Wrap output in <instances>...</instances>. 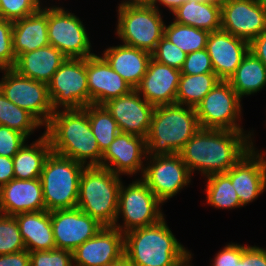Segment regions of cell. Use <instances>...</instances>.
I'll list each match as a JSON object with an SVG mask.
<instances>
[{"mask_svg": "<svg viewBox=\"0 0 266 266\" xmlns=\"http://www.w3.org/2000/svg\"><path fill=\"white\" fill-rule=\"evenodd\" d=\"M242 131L200 128L179 152L188 170L206 176L226 173L249 149V136ZM245 135V136H244ZM248 141V142H247Z\"/></svg>", "mask_w": 266, "mask_h": 266, "instance_id": "obj_1", "label": "cell"}, {"mask_svg": "<svg viewBox=\"0 0 266 266\" xmlns=\"http://www.w3.org/2000/svg\"><path fill=\"white\" fill-rule=\"evenodd\" d=\"M45 134L53 153L85 166H101L103 153L93 135L88 113L83 108L55 110ZM86 159H91L87 165Z\"/></svg>", "mask_w": 266, "mask_h": 266, "instance_id": "obj_2", "label": "cell"}, {"mask_svg": "<svg viewBox=\"0 0 266 266\" xmlns=\"http://www.w3.org/2000/svg\"><path fill=\"white\" fill-rule=\"evenodd\" d=\"M164 220L124 234V254L134 266H178L191 255Z\"/></svg>", "mask_w": 266, "mask_h": 266, "instance_id": "obj_3", "label": "cell"}, {"mask_svg": "<svg viewBox=\"0 0 266 266\" xmlns=\"http://www.w3.org/2000/svg\"><path fill=\"white\" fill-rule=\"evenodd\" d=\"M180 104L155 106L146 138L147 155L179 153L201 128L196 110Z\"/></svg>", "mask_w": 266, "mask_h": 266, "instance_id": "obj_4", "label": "cell"}, {"mask_svg": "<svg viewBox=\"0 0 266 266\" xmlns=\"http://www.w3.org/2000/svg\"><path fill=\"white\" fill-rule=\"evenodd\" d=\"M121 181L119 175L101 166H86L79 180L77 208L104 227L117 223Z\"/></svg>", "mask_w": 266, "mask_h": 266, "instance_id": "obj_5", "label": "cell"}, {"mask_svg": "<svg viewBox=\"0 0 266 266\" xmlns=\"http://www.w3.org/2000/svg\"><path fill=\"white\" fill-rule=\"evenodd\" d=\"M85 167L70 158L53 152L49 154L40 174L45 209L48 212L77 208L79 180Z\"/></svg>", "mask_w": 266, "mask_h": 266, "instance_id": "obj_6", "label": "cell"}, {"mask_svg": "<svg viewBox=\"0 0 266 266\" xmlns=\"http://www.w3.org/2000/svg\"><path fill=\"white\" fill-rule=\"evenodd\" d=\"M117 35L125 45L153 53L164 36V22L158 7L147 4L119 5Z\"/></svg>", "mask_w": 266, "mask_h": 266, "instance_id": "obj_7", "label": "cell"}, {"mask_svg": "<svg viewBox=\"0 0 266 266\" xmlns=\"http://www.w3.org/2000/svg\"><path fill=\"white\" fill-rule=\"evenodd\" d=\"M52 108L82 109L89 105L86 58H66L48 83Z\"/></svg>", "mask_w": 266, "mask_h": 266, "instance_id": "obj_8", "label": "cell"}, {"mask_svg": "<svg viewBox=\"0 0 266 266\" xmlns=\"http://www.w3.org/2000/svg\"><path fill=\"white\" fill-rule=\"evenodd\" d=\"M161 203L142 179L134 181L126 188L121 183L117 218L120 213L123 215L124 229L118 224L113 227L125 234L136 228L156 224L164 218L158 207Z\"/></svg>", "mask_w": 266, "mask_h": 266, "instance_id": "obj_9", "label": "cell"}, {"mask_svg": "<svg viewBox=\"0 0 266 266\" xmlns=\"http://www.w3.org/2000/svg\"><path fill=\"white\" fill-rule=\"evenodd\" d=\"M240 101L230 83L220 80L195 107L200 127L243 131L236 123L241 113Z\"/></svg>", "mask_w": 266, "mask_h": 266, "instance_id": "obj_10", "label": "cell"}, {"mask_svg": "<svg viewBox=\"0 0 266 266\" xmlns=\"http://www.w3.org/2000/svg\"><path fill=\"white\" fill-rule=\"evenodd\" d=\"M0 91L12 103L31 113L45 127L54 109L48 94V84L19 75L14 69H3ZM43 116V117H42Z\"/></svg>", "mask_w": 266, "mask_h": 266, "instance_id": "obj_11", "label": "cell"}, {"mask_svg": "<svg viewBox=\"0 0 266 266\" xmlns=\"http://www.w3.org/2000/svg\"><path fill=\"white\" fill-rule=\"evenodd\" d=\"M48 39L50 45L67 58H88L91 43L81 20L60 7L47 8Z\"/></svg>", "mask_w": 266, "mask_h": 266, "instance_id": "obj_12", "label": "cell"}, {"mask_svg": "<svg viewBox=\"0 0 266 266\" xmlns=\"http://www.w3.org/2000/svg\"><path fill=\"white\" fill-rule=\"evenodd\" d=\"M221 29L250 43L266 31V4L263 0H225Z\"/></svg>", "mask_w": 266, "mask_h": 266, "instance_id": "obj_13", "label": "cell"}, {"mask_svg": "<svg viewBox=\"0 0 266 266\" xmlns=\"http://www.w3.org/2000/svg\"><path fill=\"white\" fill-rule=\"evenodd\" d=\"M152 165L144 168L142 180L163 203L190 182V171L179 153L151 156Z\"/></svg>", "mask_w": 266, "mask_h": 266, "instance_id": "obj_14", "label": "cell"}, {"mask_svg": "<svg viewBox=\"0 0 266 266\" xmlns=\"http://www.w3.org/2000/svg\"><path fill=\"white\" fill-rule=\"evenodd\" d=\"M51 224L57 249L74 251L104 226L79 208L51 211Z\"/></svg>", "mask_w": 266, "mask_h": 266, "instance_id": "obj_15", "label": "cell"}, {"mask_svg": "<svg viewBox=\"0 0 266 266\" xmlns=\"http://www.w3.org/2000/svg\"><path fill=\"white\" fill-rule=\"evenodd\" d=\"M104 106L117 122L120 132L147 138L155 106L141 99L135 89L109 100Z\"/></svg>", "mask_w": 266, "mask_h": 266, "instance_id": "obj_16", "label": "cell"}, {"mask_svg": "<svg viewBox=\"0 0 266 266\" xmlns=\"http://www.w3.org/2000/svg\"><path fill=\"white\" fill-rule=\"evenodd\" d=\"M247 152L226 174L240 200L246 205L259 196L266 188V160L263 155L254 151L253 143H249Z\"/></svg>", "mask_w": 266, "mask_h": 266, "instance_id": "obj_17", "label": "cell"}, {"mask_svg": "<svg viewBox=\"0 0 266 266\" xmlns=\"http://www.w3.org/2000/svg\"><path fill=\"white\" fill-rule=\"evenodd\" d=\"M72 254L75 266H109L124 255V235L114 227H103Z\"/></svg>", "mask_w": 266, "mask_h": 266, "instance_id": "obj_18", "label": "cell"}, {"mask_svg": "<svg viewBox=\"0 0 266 266\" xmlns=\"http://www.w3.org/2000/svg\"><path fill=\"white\" fill-rule=\"evenodd\" d=\"M89 105H104L111 99L128 94L133 88L115 72L103 57L86 58Z\"/></svg>", "mask_w": 266, "mask_h": 266, "instance_id": "obj_19", "label": "cell"}, {"mask_svg": "<svg viewBox=\"0 0 266 266\" xmlns=\"http://www.w3.org/2000/svg\"><path fill=\"white\" fill-rule=\"evenodd\" d=\"M214 73L220 80L228 81L249 51V43L225 30L210 32L206 44Z\"/></svg>", "mask_w": 266, "mask_h": 266, "instance_id": "obj_20", "label": "cell"}, {"mask_svg": "<svg viewBox=\"0 0 266 266\" xmlns=\"http://www.w3.org/2000/svg\"><path fill=\"white\" fill-rule=\"evenodd\" d=\"M145 154L147 155L146 138L120 132L102 154L101 167L108 168L118 175L135 174L140 169L142 172V155Z\"/></svg>", "mask_w": 266, "mask_h": 266, "instance_id": "obj_21", "label": "cell"}, {"mask_svg": "<svg viewBox=\"0 0 266 266\" xmlns=\"http://www.w3.org/2000/svg\"><path fill=\"white\" fill-rule=\"evenodd\" d=\"M181 72L150 59L147 71L135 90L154 106L174 104Z\"/></svg>", "mask_w": 266, "mask_h": 266, "instance_id": "obj_22", "label": "cell"}, {"mask_svg": "<svg viewBox=\"0 0 266 266\" xmlns=\"http://www.w3.org/2000/svg\"><path fill=\"white\" fill-rule=\"evenodd\" d=\"M44 210L46 209L40 178H14L0 188V213L15 216Z\"/></svg>", "mask_w": 266, "mask_h": 266, "instance_id": "obj_23", "label": "cell"}, {"mask_svg": "<svg viewBox=\"0 0 266 266\" xmlns=\"http://www.w3.org/2000/svg\"><path fill=\"white\" fill-rule=\"evenodd\" d=\"M102 57L135 89L147 71L152 54L124 44L106 49Z\"/></svg>", "mask_w": 266, "mask_h": 266, "instance_id": "obj_24", "label": "cell"}, {"mask_svg": "<svg viewBox=\"0 0 266 266\" xmlns=\"http://www.w3.org/2000/svg\"><path fill=\"white\" fill-rule=\"evenodd\" d=\"M67 57L52 45L20 54L13 69L21 76L48 84Z\"/></svg>", "mask_w": 266, "mask_h": 266, "instance_id": "obj_25", "label": "cell"}, {"mask_svg": "<svg viewBox=\"0 0 266 266\" xmlns=\"http://www.w3.org/2000/svg\"><path fill=\"white\" fill-rule=\"evenodd\" d=\"M13 51L16 58L50 45L48 39L47 7L13 21Z\"/></svg>", "mask_w": 266, "mask_h": 266, "instance_id": "obj_26", "label": "cell"}, {"mask_svg": "<svg viewBox=\"0 0 266 266\" xmlns=\"http://www.w3.org/2000/svg\"><path fill=\"white\" fill-rule=\"evenodd\" d=\"M14 217L28 252L56 249L51 212L47 210L26 212Z\"/></svg>", "mask_w": 266, "mask_h": 266, "instance_id": "obj_27", "label": "cell"}, {"mask_svg": "<svg viewBox=\"0 0 266 266\" xmlns=\"http://www.w3.org/2000/svg\"><path fill=\"white\" fill-rule=\"evenodd\" d=\"M175 22L213 32L221 29V4L198 0L185 1L174 12Z\"/></svg>", "mask_w": 266, "mask_h": 266, "instance_id": "obj_28", "label": "cell"}, {"mask_svg": "<svg viewBox=\"0 0 266 266\" xmlns=\"http://www.w3.org/2000/svg\"><path fill=\"white\" fill-rule=\"evenodd\" d=\"M51 152V143L45 133L32 146L23 145L13 156L14 177L23 180L40 178L45 160Z\"/></svg>", "mask_w": 266, "mask_h": 266, "instance_id": "obj_29", "label": "cell"}, {"mask_svg": "<svg viewBox=\"0 0 266 266\" xmlns=\"http://www.w3.org/2000/svg\"><path fill=\"white\" fill-rule=\"evenodd\" d=\"M228 82L240 98L251 95L266 85V66L248 51Z\"/></svg>", "mask_w": 266, "mask_h": 266, "instance_id": "obj_30", "label": "cell"}, {"mask_svg": "<svg viewBox=\"0 0 266 266\" xmlns=\"http://www.w3.org/2000/svg\"><path fill=\"white\" fill-rule=\"evenodd\" d=\"M219 81L215 73L181 74L175 103L195 108Z\"/></svg>", "mask_w": 266, "mask_h": 266, "instance_id": "obj_31", "label": "cell"}, {"mask_svg": "<svg viewBox=\"0 0 266 266\" xmlns=\"http://www.w3.org/2000/svg\"><path fill=\"white\" fill-rule=\"evenodd\" d=\"M88 113L89 123L100 151L104 153L120 133L117 122L104 105L90 104L83 108Z\"/></svg>", "mask_w": 266, "mask_h": 266, "instance_id": "obj_32", "label": "cell"}, {"mask_svg": "<svg viewBox=\"0 0 266 266\" xmlns=\"http://www.w3.org/2000/svg\"><path fill=\"white\" fill-rule=\"evenodd\" d=\"M209 34L207 30L178 24L175 21L164 26V37L187 54L205 49Z\"/></svg>", "mask_w": 266, "mask_h": 266, "instance_id": "obj_33", "label": "cell"}, {"mask_svg": "<svg viewBox=\"0 0 266 266\" xmlns=\"http://www.w3.org/2000/svg\"><path fill=\"white\" fill-rule=\"evenodd\" d=\"M207 202L215 208L240 207V200L226 173H215L207 176Z\"/></svg>", "mask_w": 266, "mask_h": 266, "instance_id": "obj_34", "label": "cell"}, {"mask_svg": "<svg viewBox=\"0 0 266 266\" xmlns=\"http://www.w3.org/2000/svg\"><path fill=\"white\" fill-rule=\"evenodd\" d=\"M0 125L19 131L28 138L30 132L42 124L31 113L12 103L0 91Z\"/></svg>", "mask_w": 266, "mask_h": 266, "instance_id": "obj_35", "label": "cell"}, {"mask_svg": "<svg viewBox=\"0 0 266 266\" xmlns=\"http://www.w3.org/2000/svg\"><path fill=\"white\" fill-rule=\"evenodd\" d=\"M23 250H25V244L16 218L0 213V255Z\"/></svg>", "mask_w": 266, "mask_h": 266, "instance_id": "obj_36", "label": "cell"}, {"mask_svg": "<svg viewBox=\"0 0 266 266\" xmlns=\"http://www.w3.org/2000/svg\"><path fill=\"white\" fill-rule=\"evenodd\" d=\"M41 9L39 0H0V18L16 21Z\"/></svg>", "mask_w": 266, "mask_h": 266, "instance_id": "obj_37", "label": "cell"}, {"mask_svg": "<svg viewBox=\"0 0 266 266\" xmlns=\"http://www.w3.org/2000/svg\"><path fill=\"white\" fill-rule=\"evenodd\" d=\"M187 53L183 52L178 46L170 42L164 36L158 42L152 58L159 63L181 69L186 59Z\"/></svg>", "mask_w": 266, "mask_h": 266, "instance_id": "obj_38", "label": "cell"}, {"mask_svg": "<svg viewBox=\"0 0 266 266\" xmlns=\"http://www.w3.org/2000/svg\"><path fill=\"white\" fill-rule=\"evenodd\" d=\"M30 266H74L72 251L52 249L29 252Z\"/></svg>", "mask_w": 266, "mask_h": 266, "instance_id": "obj_39", "label": "cell"}, {"mask_svg": "<svg viewBox=\"0 0 266 266\" xmlns=\"http://www.w3.org/2000/svg\"><path fill=\"white\" fill-rule=\"evenodd\" d=\"M13 21L0 18V69H13L16 56L13 51Z\"/></svg>", "mask_w": 266, "mask_h": 266, "instance_id": "obj_40", "label": "cell"}, {"mask_svg": "<svg viewBox=\"0 0 266 266\" xmlns=\"http://www.w3.org/2000/svg\"><path fill=\"white\" fill-rule=\"evenodd\" d=\"M180 72L188 75L214 73L212 61L206 48L187 54Z\"/></svg>", "mask_w": 266, "mask_h": 266, "instance_id": "obj_41", "label": "cell"}, {"mask_svg": "<svg viewBox=\"0 0 266 266\" xmlns=\"http://www.w3.org/2000/svg\"><path fill=\"white\" fill-rule=\"evenodd\" d=\"M27 137L19 131L0 125V156H13L23 147Z\"/></svg>", "mask_w": 266, "mask_h": 266, "instance_id": "obj_42", "label": "cell"}, {"mask_svg": "<svg viewBox=\"0 0 266 266\" xmlns=\"http://www.w3.org/2000/svg\"><path fill=\"white\" fill-rule=\"evenodd\" d=\"M247 246L228 244L215 257L213 266H236Z\"/></svg>", "mask_w": 266, "mask_h": 266, "instance_id": "obj_43", "label": "cell"}, {"mask_svg": "<svg viewBox=\"0 0 266 266\" xmlns=\"http://www.w3.org/2000/svg\"><path fill=\"white\" fill-rule=\"evenodd\" d=\"M236 266H266V250L256 246H247Z\"/></svg>", "mask_w": 266, "mask_h": 266, "instance_id": "obj_44", "label": "cell"}, {"mask_svg": "<svg viewBox=\"0 0 266 266\" xmlns=\"http://www.w3.org/2000/svg\"><path fill=\"white\" fill-rule=\"evenodd\" d=\"M0 266H30L29 252L23 251L0 255Z\"/></svg>", "mask_w": 266, "mask_h": 266, "instance_id": "obj_45", "label": "cell"}, {"mask_svg": "<svg viewBox=\"0 0 266 266\" xmlns=\"http://www.w3.org/2000/svg\"><path fill=\"white\" fill-rule=\"evenodd\" d=\"M249 51L266 66V31L249 43Z\"/></svg>", "mask_w": 266, "mask_h": 266, "instance_id": "obj_46", "label": "cell"}, {"mask_svg": "<svg viewBox=\"0 0 266 266\" xmlns=\"http://www.w3.org/2000/svg\"><path fill=\"white\" fill-rule=\"evenodd\" d=\"M14 178L13 158L0 156V188Z\"/></svg>", "mask_w": 266, "mask_h": 266, "instance_id": "obj_47", "label": "cell"}, {"mask_svg": "<svg viewBox=\"0 0 266 266\" xmlns=\"http://www.w3.org/2000/svg\"><path fill=\"white\" fill-rule=\"evenodd\" d=\"M186 0H152V6L156 8V3L160 2L161 4L168 7L172 12L177 10Z\"/></svg>", "mask_w": 266, "mask_h": 266, "instance_id": "obj_48", "label": "cell"}, {"mask_svg": "<svg viewBox=\"0 0 266 266\" xmlns=\"http://www.w3.org/2000/svg\"><path fill=\"white\" fill-rule=\"evenodd\" d=\"M109 266H134V265L124 254L119 259L113 261Z\"/></svg>", "mask_w": 266, "mask_h": 266, "instance_id": "obj_49", "label": "cell"}, {"mask_svg": "<svg viewBox=\"0 0 266 266\" xmlns=\"http://www.w3.org/2000/svg\"><path fill=\"white\" fill-rule=\"evenodd\" d=\"M123 3L126 4H147L152 6V0H129V1H125Z\"/></svg>", "mask_w": 266, "mask_h": 266, "instance_id": "obj_50", "label": "cell"}, {"mask_svg": "<svg viewBox=\"0 0 266 266\" xmlns=\"http://www.w3.org/2000/svg\"><path fill=\"white\" fill-rule=\"evenodd\" d=\"M186 1H189V0H186ZM198 1L212 2V3L222 4L225 0H198Z\"/></svg>", "mask_w": 266, "mask_h": 266, "instance_id": "obj_51", "label": "cell"}, {"mask_svg": "<svg viewBox=\"0 0 266 266\" xmlns=\"http://www.w3.org/2000/svg\"><path fill=\"white\" fill-rule=\"evenodd\" d=\"M190 259H191V255L186 260H184L181 264H179L178 266H187V264H189L188 262L190 261Z\"/></svg>", "mask_w": 266, "mask_h": 266, "instance_id": "obj_52", "label": "cell"}]
</instances>
